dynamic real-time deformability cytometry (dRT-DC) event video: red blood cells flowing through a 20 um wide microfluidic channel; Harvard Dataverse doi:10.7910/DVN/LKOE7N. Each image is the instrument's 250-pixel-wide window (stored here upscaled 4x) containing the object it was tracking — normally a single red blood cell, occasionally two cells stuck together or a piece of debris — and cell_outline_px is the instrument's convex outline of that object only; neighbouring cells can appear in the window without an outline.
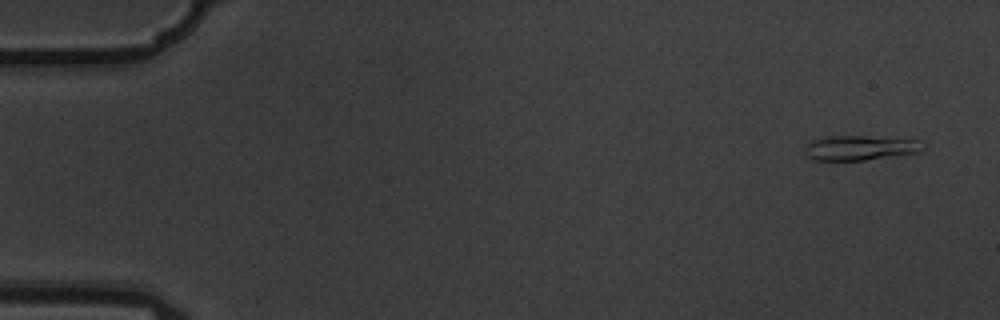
{"species": "common noctule bat (a hibernating species)", "species_latin": "Nyctalus noctula", "temperature_condition": "warm", "stored_images_in_passage": 3, "camera_frame_rate_fps": 3000, "um_per_image_px": 0.085, "animal": {"sex": "male", "body_mass_g": 19.5, "forearm_length_mm": 54.6}, "frame": {"image": 1, "passage_image": 1, "time_ms": 0.0, "image_size_px": [1000, 320], "cell_outline_px": [[928, 144], [920, 152], [864, 160], [812, 160], [804, 152], [804, 148], [812, 140], [828, 136], [864, 136], [924, 140]], "centroid_in_image_um": [73.17, 12.56], "position_along_channel_um": 11.8, "area_um2": 17.22}}